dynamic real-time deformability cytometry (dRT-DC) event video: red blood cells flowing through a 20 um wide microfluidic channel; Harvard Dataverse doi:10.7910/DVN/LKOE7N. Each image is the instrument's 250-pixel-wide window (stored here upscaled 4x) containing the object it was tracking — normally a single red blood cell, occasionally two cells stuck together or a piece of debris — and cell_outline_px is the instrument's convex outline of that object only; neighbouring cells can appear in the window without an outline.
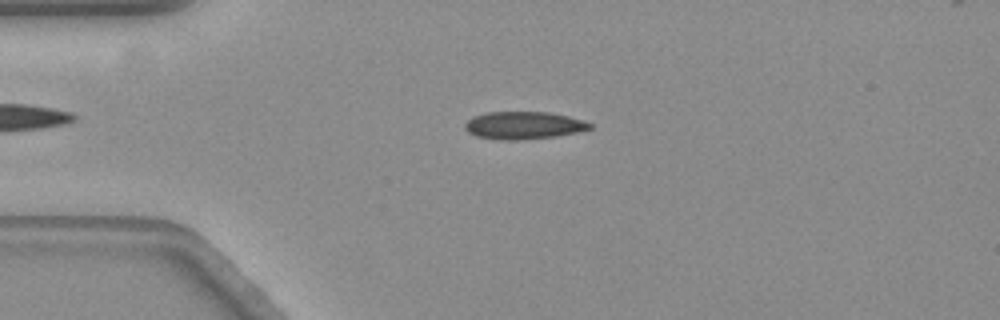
{"species": "common noctule bat (a hibernating species)", "species_latin": "Nyctalus noctula", "temperature_condition": "warm", "stored_images_in_passage": 58, "camera_frame_rate_fps": 3000, "um_per_image_px": 0.085, "animal": {"sex": "female", "body_mass_g": 19.3, "forearm_length_mm": 54.1}, "frame": {"image": 1, "passage_image": 13, "time_ms": 4.0, "image_size_px": [1000, 320], "cell_outline_px": [[592, 128], [576, 132], [556, 136], [520, 140], [500, 140], [476, 136], [468, 132], [464, 128], [464, 124], [468, 120], [476, 116], [488, 112], [548, 112], [568, 116], [592, 124]], "centroid_in_image_um": [44.48, 10.66], "position_along_channel_um": 40.5, "area_um2": 19.88}}
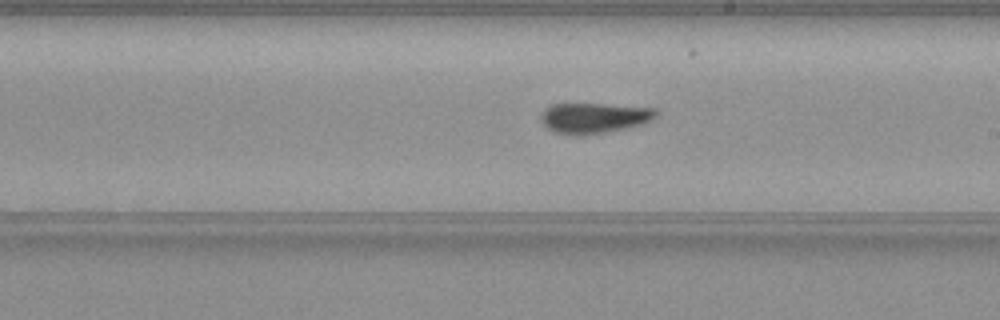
{"frame": {"image": 2, "passage_image": 32, "time_ms": 10.333, "image_size_px": [1000, 320], "cell_outline_px": [[656, 116], [640, 124], [608, 132], [584, 136], [572, 136], [556, 132], [548, 128], [544, 124], [540, 116], [544, 108], [552, 104], [604, 104], [656, 108]], "centroid_in_image_um": [50.44, 10.03], "position_along_channel_um": 238.6, "area_um2": 20.35}}
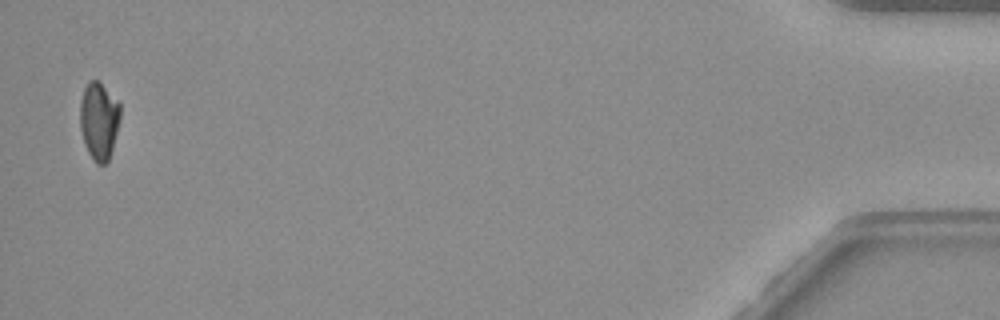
{"frame": {"image": 3, "passage_image": 56, "time_ms": 18.333, "image_size_px": [1000, 320], "cell_outline_px": [[120, 116], [112, 148], [108, 160], [104, 164], [96, 164], [92, 160], [84, 144], [80, 128], [80, 100], [84, 88], [88, 80], [96, 80], [120, 104]], "centroid_in_image_um": [8.38, 10.28], "position_along_channel_um": 426.8, "area_um2": 17.92}}